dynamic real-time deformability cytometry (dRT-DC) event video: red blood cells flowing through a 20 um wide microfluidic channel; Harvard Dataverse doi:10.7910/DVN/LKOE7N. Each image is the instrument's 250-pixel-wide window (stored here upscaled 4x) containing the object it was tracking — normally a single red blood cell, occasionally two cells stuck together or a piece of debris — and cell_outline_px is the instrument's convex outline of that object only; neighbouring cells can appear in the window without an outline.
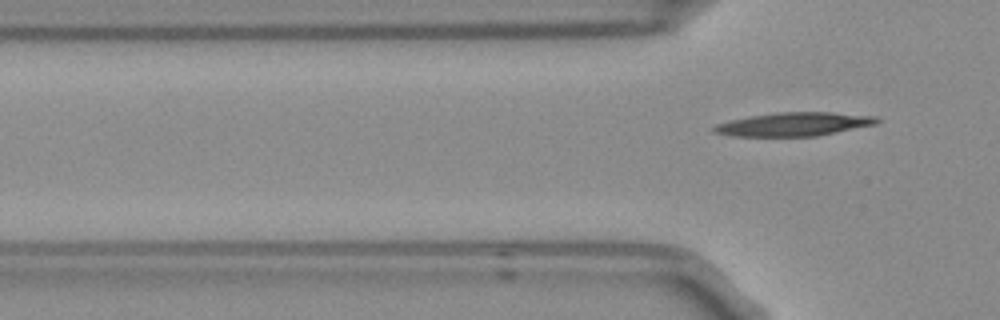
{"species": "Egyptian fruit bat (a non-hibernating species)", "species_latin": "Rousettus aegyptiacus", "temperature_condition": "room temperature", "stored_images_in_passage": 3, "segment_of_instrument_passage": [2, 2], "camera_frame_rate_fps": 3000, "um_per_image_px": 0.085, "frame": {"image": 1, "passage_image": 3, "time_ms": 0.667, "image_size_px": [1000, 320], "cell_outline_px": [[880, 120], [876, 124], [816, 136], [732, 136], [712, 132], [712, 128], [716, 124], [728, 120], [748, 116], [776, 112], [832, 112], [876, 116]], "centroid_in_image_um": [67.44, 10.55], "position_along_channel_um": 58.4, "area_um2": 22.48}}